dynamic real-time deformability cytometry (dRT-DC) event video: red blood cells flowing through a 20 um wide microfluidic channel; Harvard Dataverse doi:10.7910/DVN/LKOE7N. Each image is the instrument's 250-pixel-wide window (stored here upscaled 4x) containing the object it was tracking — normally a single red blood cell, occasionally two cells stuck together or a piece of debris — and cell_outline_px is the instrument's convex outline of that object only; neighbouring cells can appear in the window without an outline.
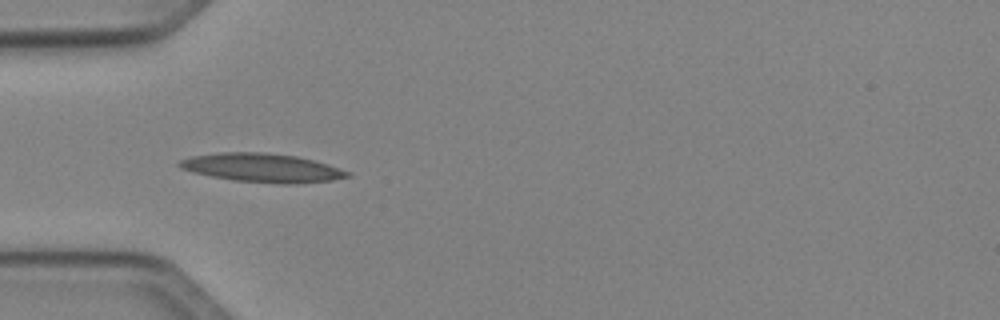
{"species": "Egyptian fruit bat (a non-hibernating species)", "species_latin": "Rousettus aegyptiacus", "temperature_condition": "cold", "stored_images_in_passage": 7, "camera_frame_rate_fps": 3000, "um_per_image_px": 0.085, "animal": {"sex": "female"}, "frame": {"image": 1, "passage_image": 4, "time_ms": 3.667, "image_size_px": [1000, 320], "cell_outline_px": [[352, 176], [332, 180], [296, 184], [280, 184], [232, 180], [192, 172], [180, 168], [176, 164], [180, 160], [192, 156], [220, 152], [264, 152], [296, 156], [328, 164], [352, 172]], "centroid_in_image_um": [22.3, 14.27], "position_along_channel_um": 62.7, "area_um2": 28.26}}
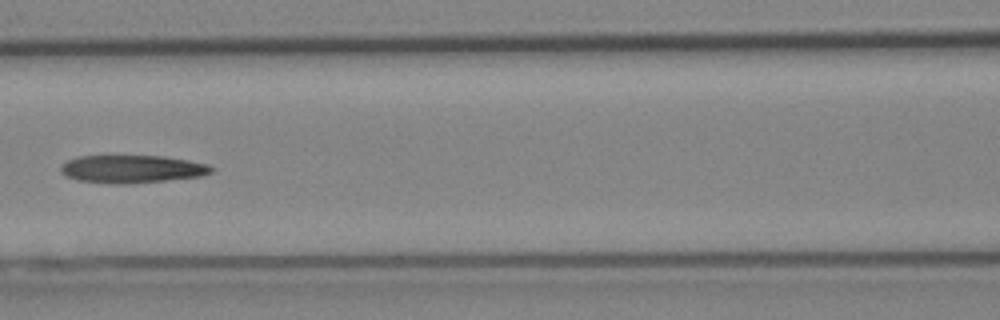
{"frame": {"image": 2, "passage_image": 6, "time_ms": 6.0, "image_size_px": [1000, 320], "cell_outline_px": [[216, 168], [212, 172], [204, 176], [132, 184], [112, 184], [80, 180], [64, 176], [60, 172], [60, 164], [76, 156], [164, 156], [188, 160], [208, 164]], "centroid_in_image_um": [11.23, 14.37], "position_along_channel_um": 155.4, "area_um2": 24.8}}
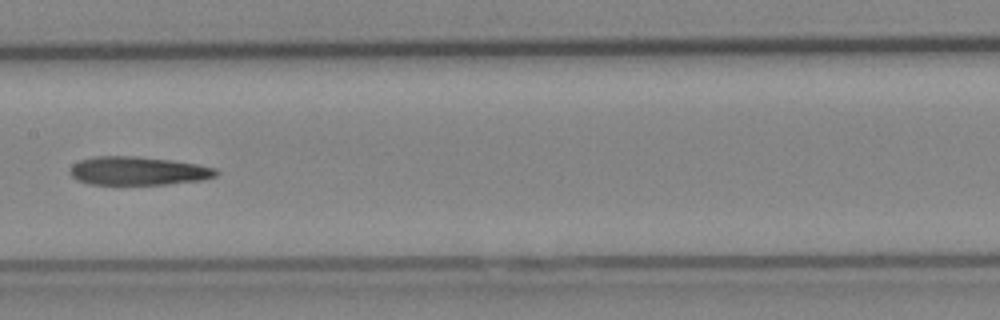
{"frame": {"image": 3, "passage_image": 7, "time_ms": 7.0, "image_size_px": [1000, 320], "cell_outline_px": [[220, 172], [216, 176], [200, 180], [168, 184], [88, 184], [76, 180], [68, 172], [72, 164], [80, 160], [92, 156], [136, 156], [172, 160], [196, 164], [216, 168]], "centroid_in_image_um": [11.7, 14.52], "position_along_channel_um": 195.7, "area_um2": 24.39}}